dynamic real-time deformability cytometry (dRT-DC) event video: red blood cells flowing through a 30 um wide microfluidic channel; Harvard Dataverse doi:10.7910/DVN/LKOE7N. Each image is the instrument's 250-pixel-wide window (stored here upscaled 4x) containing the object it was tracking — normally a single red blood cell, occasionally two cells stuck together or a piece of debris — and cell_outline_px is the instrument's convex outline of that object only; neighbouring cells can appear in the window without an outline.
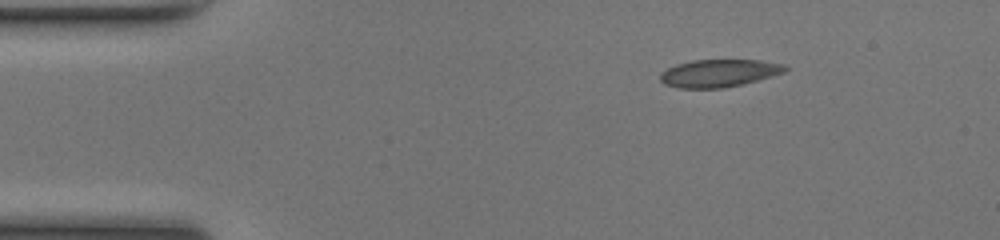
{"species": "common noctule bat (a hibernating species)", "species_latin": "Nyctalus noctula", "temperature_condition": "room temperature", "stored_images_in_passage": 43, "camera_frame_rate_fps": 3000, "um_per_image_px": 0.085, "animal": {"sex": "female", "body_mass_g": 17.0, "forearm_length_mm": 48.0}, "frame": {"image": 1, "passage_image": 1, "time_ms": 0.0, "image_size_px": [1000, 240], "cell_outline_px": [[788, 68], [784, 72], [756, 80], [724, 88], [680, 88], [664, 84], [660, 80], [660, 72], [676, 64], [692, 60], [760, 60], [784, 64]], "centroid_in_image_um": [61.07, 6.21], "position_along_channel_um": 23.9, "area_um2": 19.94}}
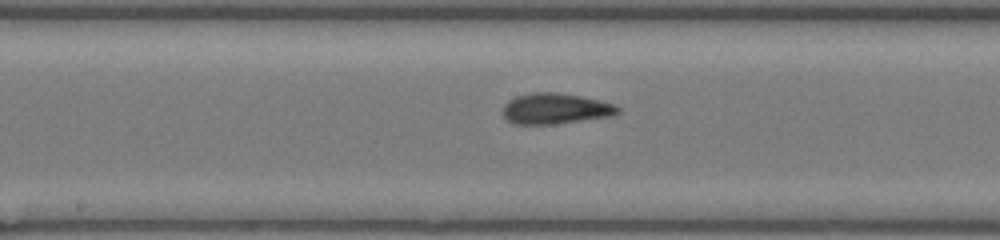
{"frame": {"image": 2, "passage_image": 19, "time_ms": 6.0, "image_size_px": [1000, 240], "cell_outline_px": [[620, 112], [612, 116], [556, 124], [512, 124], [504, 116], [504, 104], [508, 100], [516, 96], [532, 92], [560, 92], [600, 100], [616, 104], [620, 108]], "centroid_in_image_um": [47.23, 9.23], "position_along_channel_um": 201.0, "area_um2": 20.81}}
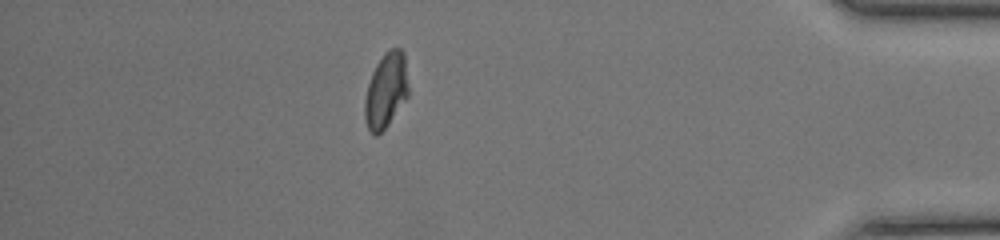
{"frame": {"image": 3, "passage_image": 37, "time_ms": 12.0, "image_size_px": [1000, 240], "cell_outline_px": [[408, 96], [388, 124], [376, 136], [368, 128], [364, 116], [364, 100], [368, 84], [372, 72], [376, 64], [384, 52], [388, 48], [400, 48], [404, 52], [408, 88]], "centroid_in_image_um": [32.8, 7.65], "position_along_channel_um": 402.4, "area_um2": 19.02}, "authors_computed_cell_mechanics": {"area_um2": 20.1144, "velocity_mm_per_s": 4.1582, "shape_relaxation_time_tau1_ms": 7.6112, "shape_relaxation_time_tau2_ms": 1.6513, "deformation_change_tau1": 0.191, "deformation_change_tau2": 0.0818}}